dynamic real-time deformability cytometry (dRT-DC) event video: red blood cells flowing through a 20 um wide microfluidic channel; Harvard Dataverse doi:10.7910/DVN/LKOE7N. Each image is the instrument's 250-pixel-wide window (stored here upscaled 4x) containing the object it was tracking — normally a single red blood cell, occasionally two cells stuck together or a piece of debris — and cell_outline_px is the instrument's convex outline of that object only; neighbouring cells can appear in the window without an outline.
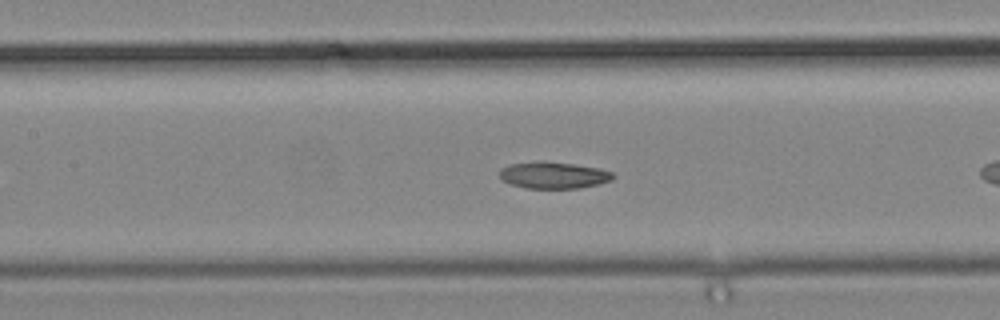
{"species": "common noctule bat (a hibernating species)", "species_latin": "Nyctalus noctula", "temperature_condition": "cold", "stored_images_in_passage": 14, "camera_frame_rate_fps": 3000, "um_per_image_px": 0.085, "animal": {"sex": "male", "body_mass_g": 19.2, "forearm_length_mm": 51.8}, "frame": {"image": 1, "passage_image": 10, "time_ms": 3.0, "image_size_px": [1000, 320], "cell_outline_px": [[616, 176], [612, 180], [600, 184], [580, 188], [528, 188], [512, 184], [500, 180], [500, 168], [508, 164], [540, 160], [544, 160], [600, 168], [612, 172]], "centroid_in_image_um": [47.05, 14.88], "position_along_channel_um": 160.4, "area_um2": 17.92}}